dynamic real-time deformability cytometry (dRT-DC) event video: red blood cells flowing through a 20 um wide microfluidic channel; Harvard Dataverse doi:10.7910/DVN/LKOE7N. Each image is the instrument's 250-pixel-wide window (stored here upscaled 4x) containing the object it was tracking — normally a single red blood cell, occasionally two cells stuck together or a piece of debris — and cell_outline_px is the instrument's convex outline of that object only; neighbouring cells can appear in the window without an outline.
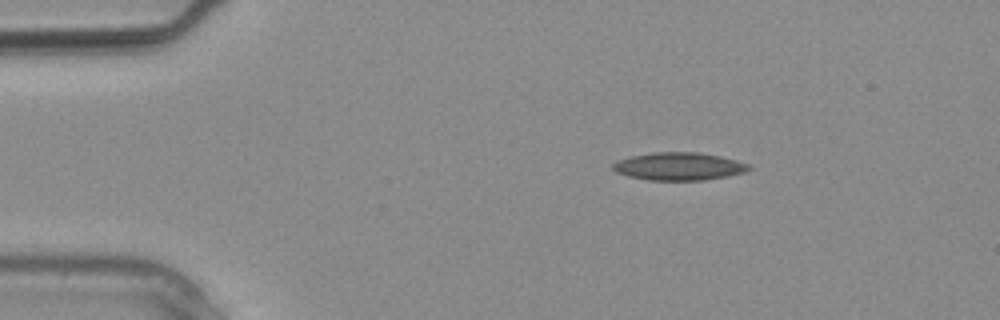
{"species": "common noctule bat (a hibernating species)", "species_latin": "Nyctalus noctula", "temperature_condition": "warm", "stored_images_in_passage": 13, "camera_frame_rate_fps": 3000, "um_per_image_px": 0.085, "animal": {"sex": "male", "body_mass_g": 20.4}, "frame": {"image": 1, "passage_image": 1, "time_ms": 0.0, "image_size_px": [1000, 320], "cell_outline_px": [[752, 168], [744, 172], [728, 176], [704, 180], [648, 180], [628, 176], [616, 172], [612, 168], [612, 164], [628, 156], [652, 152], [700, 152], [720, 156], [736, 160], [748, 164]], "centroid_in_image_um": [57.69, 14.13], "position_along_channel_um": 27.3, "area_um2": 22.08}}